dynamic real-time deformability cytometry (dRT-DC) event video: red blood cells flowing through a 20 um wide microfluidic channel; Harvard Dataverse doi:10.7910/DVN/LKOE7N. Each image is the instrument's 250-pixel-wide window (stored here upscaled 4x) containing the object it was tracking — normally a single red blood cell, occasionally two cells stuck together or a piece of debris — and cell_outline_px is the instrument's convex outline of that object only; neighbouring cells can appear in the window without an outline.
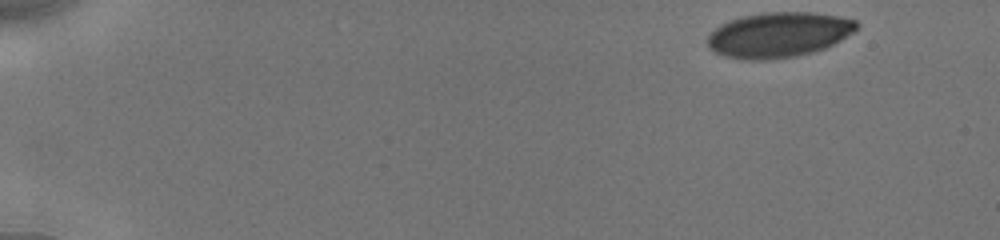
{"species": "human", "species_latin": "Homo sapiens", "temperature_condition": "cold", "stored_images_in_passage": 34, "camera_frame_rate_fps": 3000, "um_per_image_px": 0.085, "donor": {"sex": "male"}, "frame": {"image": 1, "passage_image": 1, "time_ms": 0.0, "image_size_px": [1000, 240], "cell_outline_px": [[860, 24], [852, 32], [840, 40], [824, 48], [812, 52], [796, 56], [764, 60], [748, 60], [724, 56], [708, 48], [708, 36], [720, 24], [744, 16], [764, 12], [812, 12], [836, 16], [856, 20]], "centroid_in_image_um": [66.18, 2.96], "position_along_channel_um": 18.8, "area_um2": 38.9}}
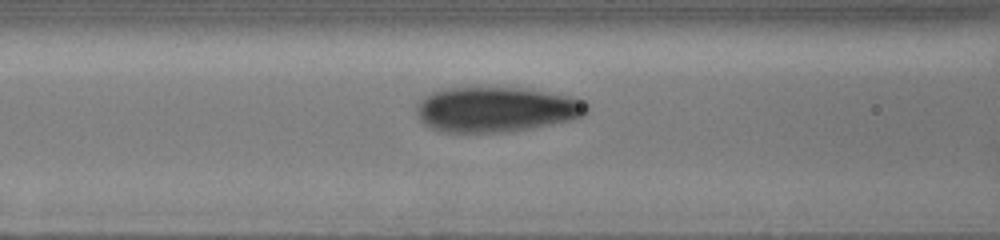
{"frame": {"image": 2, "passage_image": 14, "time_ms": 6.333, "image_size_px": [1000, 240], "cell_outline_px": [[588, 112], [584, 116], [568, 120], [532, 128], [512, 132], [444, 132], [432, 128], [424, 124], [420, 120], [416, 112], [416, 104], [424, 96], [432, 92], [448, 88], [528, 88], [572, 96], [584, 100], [588, 104]], "centroid_in_image_um": [42.2, 9.3], "position_along_channel_um": 124.4, "area_um2": 45.08}}
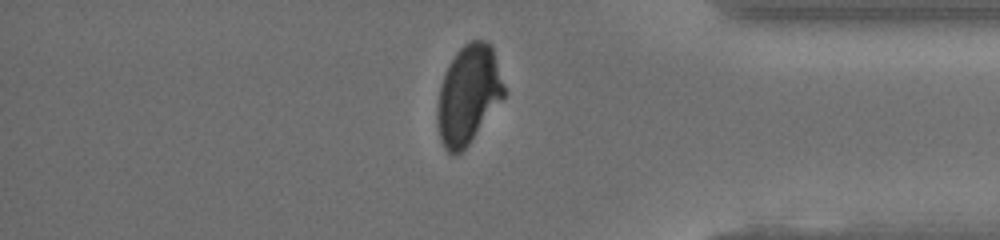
{"frame": {"image": 3, "passage_image": 30, "time_ms": 13.667, "image_size_px": [1000, 240], "cell_outline_px": [[508, 92], [468, 144], [456, 156], [448, 152], [444, 148], [440, 140], [436, 120], [436, 116], [440, 84], [456, 52], [464, 44], [472, 40], [488, 40], [492, 48]], "centroid_in_image_um": [39.82, 8.04], "position_along_channel_um": 395.4, "area_um2": 38.32}, "authors_computed_cell_mechanics": {"area_um2": 42.3385, "velocity_mm_per_s": 3.8971, "shape_relaxation_time_tau1_ms": 6.6193, "shape_relaxation_time_tau2_ms": null, "deformation_change_tau1": 0.1463, "deformation_change_tau2": null}}